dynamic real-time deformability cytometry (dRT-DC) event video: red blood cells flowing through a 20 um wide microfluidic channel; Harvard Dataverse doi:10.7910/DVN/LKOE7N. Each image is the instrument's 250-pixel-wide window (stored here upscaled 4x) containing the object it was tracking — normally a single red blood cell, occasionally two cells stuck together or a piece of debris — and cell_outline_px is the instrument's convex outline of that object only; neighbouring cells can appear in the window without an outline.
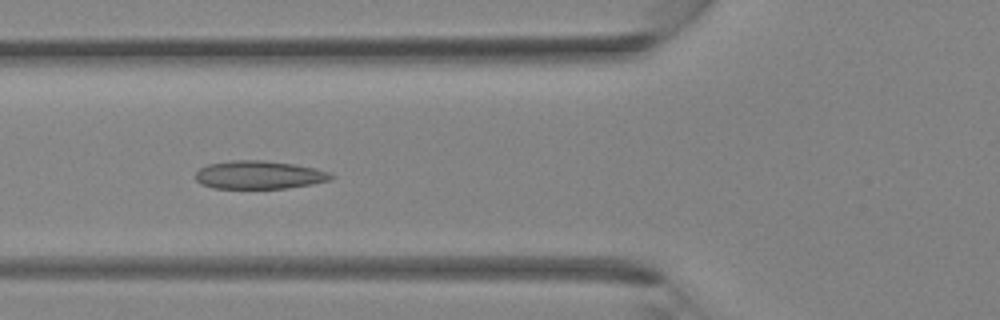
{"species": "Egyptian fruit bat (a non-hibernating species)", "species_latin": "Rousettus aegyptiacus", "temperature_condition": "room temperature", "stored_images_in_passage": 37, "camera_frame_rate_fps": 3000, "um_per_image_px": 0.085, "animal": {"sex": "female"}, "frame": {"image": 1, "passage_image": 14, "time_ms": 4.333, "image_size_px": [1000, 320], "cell_outline_px": [[336, 176], [332, 180], [312, 184], [284, 188], [212, 188], [200, 184], [196, 180], [196, 172], [200, 168], [208, 164], [228, 160], [264, 160], [296, 164], [316, 168], [332, 172]], "centroid_in_image_um": [22.06, 14.85], "position_along_channel_um": 103.7, "area_um2": 22.6}}
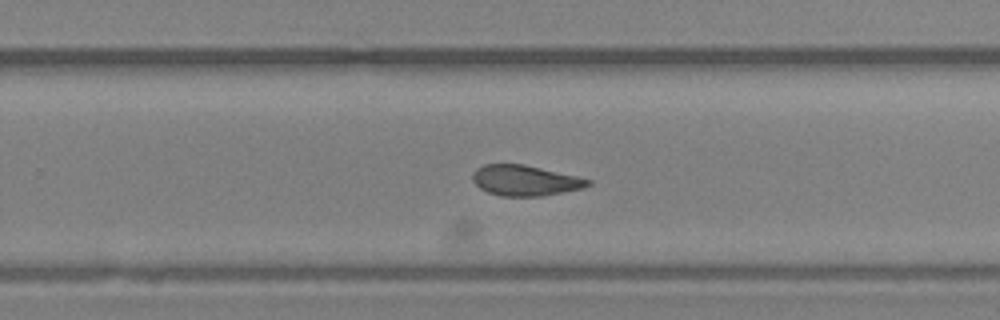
{"frame": {"image": 2, "passage_image": 24, "time_ms": 7.667, "image_size_px": [1000, 320], "cell_outline_px": [[592, 184], [584, 188], [540, 196], [500, 196], [488, 192], [480, 188], [472, 180], [472, 172], [476, 168], [484, 164], [524, 164], [576, 176], [592, 180]], "centroid_in_image_um": [44.62, 15.33], "position_along_channel_um": 285.2, "area_um2": 20.52}}
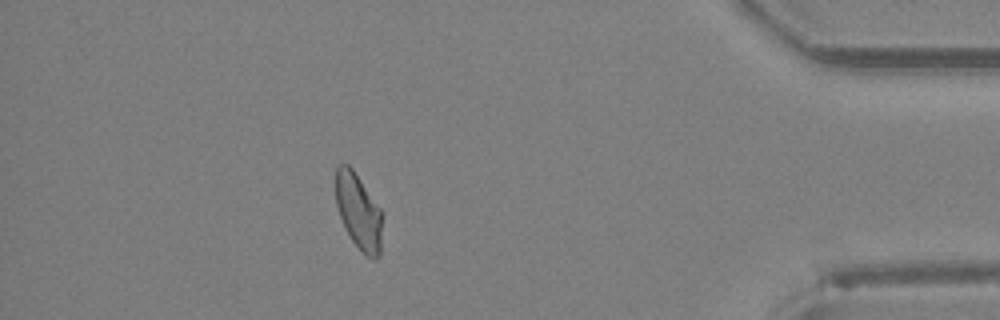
{"frame": {"image": 3, "passage_image": 33, "time_ms": 10.667, "image_size_px": [1000, 320], "cell_outline_px": [[380, 256], [376, 260], [368, 256], [352, 240], [340, 216], [336, 204], [336, 164], [348, 164], [352, 168], [380, 208]], "centroid_in_image_um": [30.45, 17.93], "position_along_channel_um": 404.8, "area_um2": 19.83}}